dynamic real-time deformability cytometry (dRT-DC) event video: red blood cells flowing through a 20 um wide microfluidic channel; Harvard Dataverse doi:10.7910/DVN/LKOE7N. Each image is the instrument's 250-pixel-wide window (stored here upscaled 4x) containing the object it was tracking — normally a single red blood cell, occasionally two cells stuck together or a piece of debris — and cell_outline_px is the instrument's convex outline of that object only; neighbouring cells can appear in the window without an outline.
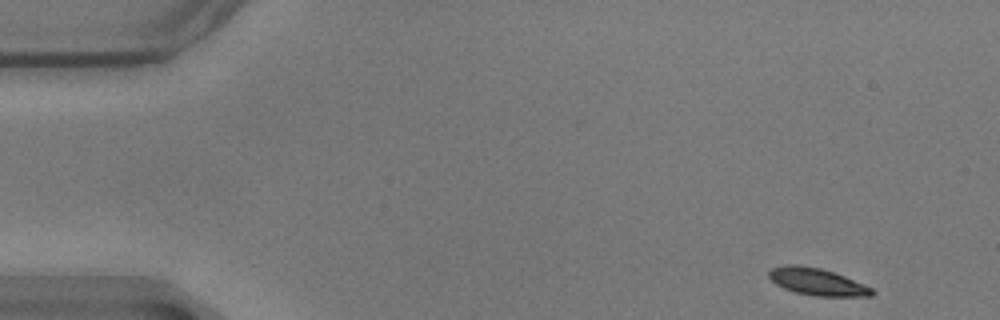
{"species": "common noctule bat (a hibernating species)", "species_latin": "Nyctalus noctula", "temperature_condition": "warm", "stored_images_in_passage": 13, "camera_frame_rate_fps": 3000, "um_per_image_px": 0.085, "animal": {"sex": "male", "body_mass_g": 17.9}, "frame": {"image": 1, "passage_image": 1, "time_ms": 0.0, "image_size_px": [1000, 320], "cell_outline_px": [[876, 292], [872, 296], [812, 296], [796, 292], [784, 288], [776, 284], [768, 276], [768, 272], [772, 268], [788, 264], [796, 264], [820, 268], [844, 276], [872, 288]], "centroid_in_image_um": [69.45, 23.95], "position_along_channel_um": 15.6, "area_um2": 16.13}}
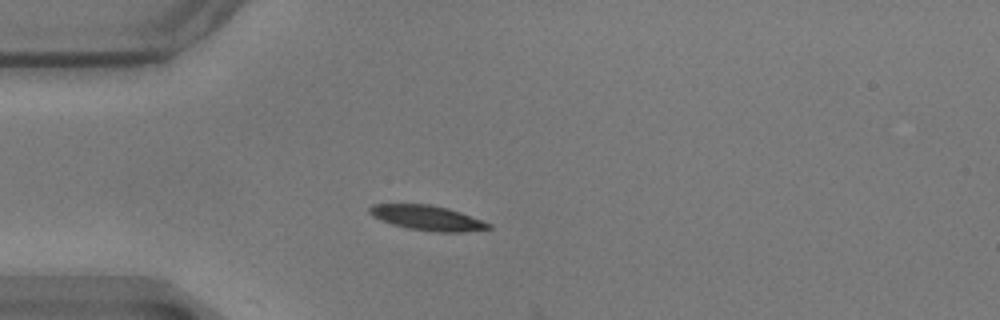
{"frame": {"image": 2, "passage_image": 12, "time_ms": 3.667, "image_size_px": [1000, 320], "cell_outline_px": [[492, 228], [464, 232], [440, 232], [408, 228], [392, 224], [372, 216], [368, 212], [368, 208], [372, 204], [428, 204], [448, 208], [460, 212], [492, 224]], "centroid_in_image_um": [36.32, 18.51], "position_along_channel_um": 48.7, "area_um2": 17.17}}